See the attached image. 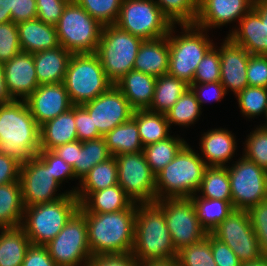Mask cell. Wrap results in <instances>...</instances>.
Wrapping results in <instances>:
<instances>
[{
	"instance_id": "cell-18",
	"label": "cell",
	"mask_w": 267,
	"mask_h": 266,
	"mask_svg": "<svg viewBox=\"0 0 267 266\" xmlns=\"http://www.w3.org/2000/svg\"><path fill=\"white\" fill-rule=\"evenodd\" d=\"M25 102L39 126L73 106L63 82L39 85Z\"/></svg>"
},
{
	"instance_id": "cell-46",
	"label": "cell",
	"mask_w": 267,
	"mask_h": 266,
	"mask_svg": "<svg viewBox=\"0 0 267 266\" xmlns=\"http://www.w3.org/2000/svg\"><path fill=\"white\" fill-rule=\"evenodd\" d=\"M217 81H220V52L214 45L198 64L192 83Z\"/></svg>"
},
{
	"instance_id": "cell-13",
	"label": "cell",
	"mask_w": 267,
	"mask_h": 266,
	"mask_svg": "<svg viewBox=\"0 0 267 266\" xmlns=\"http://www.w3.org/2000/svg\"><path fill=\"white\" fill-rule=\"evenodd\" d=\"M155 203L163 210L177 252L183 247L203 240L208 235L198 221L191 198H167L156 200Z\"/></svg>"
},
{
	"instance_id": "cell-65",
	"label": "cell",
	"mask_w": 267,
	"mask_h": 266,
	"mask_svg": "<svg viewBox=\"0 0 267 266\" xmlns=\"http://www.w3.org/2000/svg\"><path fill=\"white\" fill-rule=\"evenodd\" d=\"M265 118H266V120H267V112H266V116H265ZM266 123L264 124H262L263 125V127H267V121H265Z\"/></svg>"
},
{
	"instance_id": "cell-43",
	"label": "cell",
	"mask_w": 267,
	"mask_h": 266,
	"mask_svg": "<svg viewBox=\"0 0 267 266\" xmlns=\"http://www.w3.org/2000/svg\"><path fill=\"white\" fill-rule=\"evenodd\" d=\"M237 102L242 115L247 118L260 116L267 112V88L247 86L237 95Z\"/></svg>"
},
{
	"instance_id": "cell-61",
	"label": "cell",
	"mask_w": 267,
	"mask_h": 266,
	"mask_svg": "<svg viewBox=\"0 0 267 266\" xmlns=\"http://www.w3.org/2000/svg\"><path fill=\"white\" fill-rule=\"evenodd\" d=\"M14 0H0V24L11 22V9H13Z\"/></svg>"
},
{
	"instance_id": "cell-20",
	"label": "cell",
	"mask_w": 267,
	"mask_h": 266,
	"mask_svg": "<svg viewBox=\"0 0 267 266\" xmlns=\"http://www.w3.org/2000/svg\"><path fill=\"white\" fill-rule=\"evenodd\" d=\"M219 47L220 52V82L226 93L231 89L237 95L247 82V66L250 54L245 48L236 45L228 37Z\"/></svg>"
},
{
	"instance_id": "cell-47",
	"label": "cell",
	"mask_w": 267,
	"mask_h": 266,
	"mask_svg": "<svg viewBox=\"0 0 267 266\" xmlns=\"http://www.w3.org/2000/svg\"><path fill=\"white\" fill-rule=\"evenodd\" d=\"M21 52L17 24H0V62L4 63Z\"/></svg>"
},
{
	"instance_id": "cell-11",
	"label": "cell",
	"mask_w": 267,
	"mask_h": 266,
	"mask_svg": "<svg viewBox=\"0 0 267 266\" xmlns=\"http://www.w3.org/2000/svg\"><path fill=\"white\" fill-rule=\"evenodd\" d=\"M45 246L57 266H86L92 254L85 215L78 209L57 236Z\"/></svg>"
},
{
	"instance_id": "cell-9",
	"label": "cell",
	"mask_w": 267,
	"mask_h": 266,
	"mask_svg": "<svg viewBox=\"0 0 267 266\" xmlns=\"http://www.w3.org/2000/svg\"><path fill=\"white\" fill-rule=\"evenodd\" d=\"M59 44L72 54L95 53L103 26L75 0H70L55 25Z\"/></svg>"
},
{
	"instance_id": "cell-50",
	"label": "cell",
	"mask_w": 267,
	"mask_h": 266,
	"mask_svg": "<svg viewBox=\"0 0 267 266\" xmlns=\"http://www.w3.org/2000/svg\"><path fill=\"white\" fill-rule=\"evenodd\" d=\"M247 82L248 86L267 88V56L250 54Z\"/></svg>"
},
{
	"instance_id": "cell-52",
	"label": "cell",
	"mask_w": 267,
	"mask_h": 266,
	"mask_svg": "<svg viewBox=\"0 0 267 266\" xmlns=\"http://www.w3.org/2000/svg\"><path fill=\"white\" fill-rule=\"evenodd\" d=\"M75 127L79 141L92 140L101 137L88 111L82 105H75Z\"/></svg>"
},
{
	"instance_id": "cell-49",
	"label": "cell",
	"mask_w": 267,
	"mask_h": 266,
	"mask_svg": "<svg viewBox=\"0 0 267 266\" xmlns=\"http://www.w3.org/2000/svg\"><path fill=\"white\" fill-rule=\"evenodd\" d=\"M48 166L56 181L62 184L63 181L75 179L72 166L54 154L51 150H40L37 154Z\"/></svg>"
},
{
	"instance_id": "cell-38",
	"label": "cell",
	"mask_w": 267,
	"mask_h": 266,
	"mask_svg": "<svg viewBox=\"0 0 267 266\" xmlns=\"http://www.w3.org/2000/svg\"><path fill=\"white\" fill-rule=\"evenodd\" d=\"M198 192L205 199L232 201L227 166H207Z\"/></svg>"
},
{
	"instance_id": "cell-40",
	"label": "cell",
	"mask_w": 267,
	"mask_h": 266,
	"mask_svg": "<svg viewBox=\"0 0 267 266\" xmlns=\"http://www.w3.org/2000/svg\"><path fill=\"white\" fill-rule=\"evenodd\" d=\"M201 109L195 93L189 87L166 113L169 126H191L200 117Z\"/></svg>"
},
{
	"instance_id": "cell-6",
	"label": "cell",
	"mask_w": 267,
	"mask_h": 266,
	"mask_svg": "<svg viewBox=\"0 0 267 266\" xmlns=\"http://www.w3.org/2000/svg\"><path fill=\"white\" fill-rule=\"evenodd\" d=\"M80 203L69 193L59 200L25 207L21 228L33 245H47L79 209Z\"/></svg>"
},
{
	"instance_id": "cell-4",
	"label": "cell",
	"mask_w": 267,
	"mask_h": 266,
	"mask_svg": "<svg viewBox=\"0 0 267 266\" xmlns=\"http://www.w3.org/2000/svg\"><path fill=\"white\" fill-rule=\"evenodd\" d=\"M207 165L189 144L156 175V200L198 194Z\"/></svg>"
},
{
	"instance_id": "cell-35",
	"label": "cell",
	"mask_w": 267,
	"mask_h": 266,
	"mask_svg": "<svg viewBox=\"0 0 267 266\" xmlns=\"http://www.w3.org/2000/svg\"><path fill=\"white\" fill-rule=\"evenodd\" d=\"M104 138L109 152L114 157L143 151L144 146L139 137L137 122L133 118L116 126Z\"/></svg>"
},
{
	"instance_id": "cell-30",
	"label": "cell",
	"mask_w": 267,
	"mask_h": 266,
	"mask_svg": "<svg viewBox=\"0 0 267 266\" xmlns=\"http://www.w3.org/2000/svg\"><path fill=\"white\" fill-rule=\"evenodd\" d=\"M133 202L118 185L92 192L79 206L82 213H110L127 209Z\"/></svg>"
},
{
	"instance_id": "cell-58",
	"label": "cell",
	"mask_w": 267,
	"mask_h": 266,
	"mask_svg": "<svg viewBox=\"0 0 267 266\" xmlns=\"http://www.w3.org/2000/svg\"><path fill=\"white\" fill-rule=\"evenodd\" d=\"M20 165L14 158L0 154V185L19 181Z\"/></svg>"
},
{
	"instance_id": "cell-7",
	"label": "cell",
	"mask_w": 267,
	"mask_h": 266,
	"mask_svg": "<svg viewBox=\"0 0 267 266\" xmlns=\"http://www.w3.org/2000/svg\"><path fill=\"white\" fill-rule=\"evenodd\" d=\"M63 83L72 105L94 100L114 85L107 78L96 53L72 54Z\"/></svg>"
},
{
	"instance_id": "cell-54",
	"label": "cell",
	"mask_w": 267,
	"mask_h": 266,
	"mask_svg": "<svg viewBox=\"0 0 267 266\" xmlns=\"http://www.w3.org/2000/svg\"><path fill=\"white\" fill-rule=\"evenodd\" d=\"M211 249L217 266H241L242 263L232 249L225 243L215 238L212 234Z\"/></svg>"
},
{
	"instance_id": "cell-37",
	"label": "cell",
	"mask_w": 267,
	"mask_h": 266,
	"mask_svg": "<svg viewBox=\"0 0 267 266\" xmlns=\"http://www.w3.org/2000/svg\"><path fill=\"white\" fill-rule=\"evenodd\" d=\"M187 144L182 137H168L163 141H158L143 147L148 165L155 175L167 166Z\"/></svg>"
},
{
	"instance_id": "cell-42",
	"label": "cell",
	"mask_w": 267,
	"mask_h": 266,
	"mask_svg": "<svg viewBox=\"0 0 267 266\" xmlns=\"http://www.w3.org/2000/svg\"><path fill=\"white\" fill-rule=\"evenodd\" d=\"M179 266H217L211 249V233L201 241L183 247L177 252Z\"/></svg>"
},
{
	"instance_id": "cell-53",
	"label": "cell",
	"mask_w": 267,
	"mask_h": 266,
	"mask_svg": "<svg viewBox=\"0 0 267 266\" xmlns=\"http://www.w3.org/2000/svg\"><path fill=\"white\" fill-rule=\"evenodd\" d=\"M189 86L195 93L200 107H202V104L206 102H220L221 99H223L227 94L224 86L220 81L208 83H191Z\"/></svg>"
},
{
	"instance_id": "cell-45",
	"label": "cell",
	"mask_w": 267,
	"mask_h": 266,
	"mask_svg": "<svg viewBox=\"0 0 267 266\" xmlns=\"http://www.w3.org/2000/svg\"><path fill=\"white\" fill-rule=\"evenodd\" d=\"M243 156L267 171V128L259 125L244 143Z\"/></svg>"
},
{
	"instance_id": "cell-17",
	"label": "cell",
	"mask_w": 267,
	"mask_h": 266,
	"mask_svg": "<svg viewBox=\"0 0 267 266\" xmlns=\"http://www.w3.org/2000/svg\"><path fill=\"white\" fill-rule=\"evenodd\" d=\"M82 106L88 111L93 125L102 136L130 120L134 113L128 100L115 85Z\"/></svg>"
},
{
	"instance_id": "cell-34",
	"label": "cell",
	"mask_w": 267,
	"mask_h": 266,
	"mask_svg": "<svg viewBox=\"0 0 267 266\" xmlns=\"http://www.w3.org/2000/svg\"><path fill=\"white\" fill-rule=\"evenodd\" d=\"M189 87L185 81L169 74L157 77L153 100L147 110L166 114Z\"/></svg>"
},
{
	"instance_id": "cell-57",
	"label": "cell",
	"mask_w": 267,
	"mask_h": 266,
	"mask_svg": "<svg viewBox=\"0 0 267 266\" xmlns=\"http://www.w3.org/2000/svg\"><path fill=\"white\" fill-rule=\"evenodd\" d=\"M12 22L15 24L37 18L36 0H14L11 9Z\"/></svg>"
},
{
	"instance_id": "cell-41",
	"label": "cell",
	"mask_w": 267,
	"mask_h": 266,
	"mask_svg": "<svg viewBox=\"0 0 267 266\" xmlns=\"http://www.w3.org/2000/svg\"><path fill=\"white\" fill-rule=\"evenodd\" d=\"M165 17L173 24H194L198 0H154Z\"/></svg>"
},
{
	"instance_id": "cell-33",
	"label": "cell",
	"mask_w": 267,
	"mask_h": 266,
	"mask_svg": "<svg viewBox=\"0 0 267 266\" xmlns=\"http://www.w3.org/2000/svg\"><path fill=\"white\" fill-rule=\"evenodd\" d=\"M132 118L137 122L138 133L143 146L163 141L170 137L171 127L166 114L145 110H134Z\"/></svg>"
},
{
	"instance_id": "cell-48",
	"label": "cell",
	"mask_w": 267,
	"mask_h": 266,
	"mask_svg": "<svg viewBox=\"0 0 267 266\" xmlns=\"http://www.w3.org/2000/svg\"><path fill=\"white\" fill-rule=\"evenodd\" d=\"M247 211L259 241L262 257H267V199L251 206Z\"/></svg>"
},
{
	"instance_id": "cell-51",
	"label": "cell",
	"mask_w": 267,
	"mask_h": 266,
	"mask_svg": "<svg viewBox=\"0 0 267 266\" xmlns=\"http://www.w3.org/2000/svg\"><path fill=\"white\" fill-rule=\"evenodd\" d=\"M70 0H36L37 18L44 23L56 25Z\"/></svg>"
},
{
	"instance_id": "cell-3",
	"label": "cell",
	"mask_w": 267,
	"mask_h": 266,
	"mask_svg": "<svg viewBox=\"0 0 267 266\" xmlns=\"http://www.w3.org/2000/svg\"><path fill=\"white\" fill-rule=\"evenodd\" d=\"M132 255L140 264L177 257L165 215L155 202L137 204Z\"/></svg>"
},
{
	"instance_id": "cell-2",
	"label": "cell",
	"mask_w": 267,
	"mask_h": 266,
	"mask_svg": "<svg viewBox=\"0 0 267 266\" xmlns=\"http://www.w3.org/2000/svg\"><path fill=\"white\" fill-rule=\"evenodd\" d=\"M137 204L110 213H83L92 256L132 253Z\"/></svg>"
},
{
	"instance_id": "cell-63",
	"label": "cell",
	"mask_w": 267,
	"mask_h": 266,
	"mask_svg": "<svg viewBox=\"0 0 267 266\" xmlns=\"http://www.w3.org/2000/svg\"><path fill=\"white\" fill-rule=\"evenodd\" d=\"M140 266H179L176 258L165 261H153L148 263H142Z\"/></svg>"
},
{
	"instance_id": "cell-27",
	"label": "cell",
	"mask_w": 267,
	"mask_h": 266,
	"mask_svg": "<svg viewBox=\"0 0 267 266\" xmlns=\"http://www.w3.org/2000/svg\"><path fill=\"white\" fill-rule=\"evenodd\" d=\"M71 56L72 53L61 45L33 53L39 85L64 82Z\"/></svg>"
},
{
	"instance_id": "cell-32",
	"label": "cell",
	"mask_w": 267,
	"mask_h": 266,
	"mask_svg": "<svg viewBox=\"0 0 267 266\" xmlns=\"http://www.w3.org/2000/svg\"><path fill=\"white\" fill-rule=\"evenodd\" d=\"M30 245L21 227L0 228V266H22Z\"/></svg>"
},
{
	"instance_id": "cell-24",
	"label": "cell",
	"mask_w": 267,
	"mask_h": 266,
	"mask_svg": "<svg viewBox=\"0 0 267 266\" xmlns=\"http://www.w3.org/2000/svg\"><path fill=\"white\" fill-rule=\"evenodd\" d=\"M168 37L144 40L141 43L133 70L159 77L168 73L169 68Z\"/></svg>"
},
{
	"instance_id": "cell-22",
	"label": "cell",
	"mask_w": 267,
	"mask_h": 266,
	"mask_svg": "<svg viewBox=\"0 0 267 266\" xmlns=\"http://www.w3.org/2000/svg\"><path fill=\"white\" fill-rule=\"evenodd\" d=\"M238 27L228 34V38L246 49L251 55L267 56V25L252 8L239 22Z\"/></svg>"
},
{
	"instance_id": "cell-60",
	"label": "cell",
	"mask_w": 267,
	"mask_h": 266,
	"mask_svg": "<svg viewBox=\"0 0 267 266\" xmlns=\"http://www.w3.org/2000/svg\"><path fill=\"white\" fill-rule=\"evenodd\" d=\"M12 101L13 99L9 94L5 80L3 63L0 62V105L8 104Z\"/></svg>"
},
{
	"instance_id": "cell-14",
	"label": "cell",
	"mask_w": 267,
	"mask_h": 266,
	"mask_svg": "<svg viewBox=\"0 0 267 266\" xmlns=\"http://www.w3.org/2000/svg\"><path fill=\"white\" fill-rule=\"evenodd\" d=\"M235 162L231 167L227 165L232 205L248 210L267 199V171L244 156Z\"/></svg>"
},
{
	"instance_id": "cell-31",
	"label": "cell",
	"mask_w": 267,
	"mask_h": 266,
	"mask_svg": "<svg viewBox=\"0 0 267 266\" xmlns=\"http://www.w3.org/2000/svg\"><path fill=\"white\" fill-rule=\"evenodd\" d=\"M24 209L20 180L0 185V228L20 227Z\"/></svg>"
},
{
	"instance_id": "cell-56",
	"label": "cell",
	"mask_w": 267,
	"mask_h": 266,
	"mask_svg": "<svg viewBox=\"0 0 267 266\" xmlns=\"http://www.w3.org/2000/svg\"><path fill=\"white\" fill-rule=\"evenodd\" d=\"M22 266H57L46 246L33 245L28 247Z\"/></svg>"
},
{
	"instance_id": "cell-12",
	"label": "cell",
	"mask_w": 267,
	"mask_h": 266,
	"mask_svg": "<svg viewBox=\"0 0 267 266\" xmlns=\"http://www.w3.org/2000/svg\"><path fill=\"white\" fill-rule=\"evenodd\" d=\"M118 185L135 204L156 201V175L148 165L143 151L115 156Z\"/></svg>"
},
{
	"instance_id": "cell-62",
	"label": "cell",
	"mask_w": 267,
	"mask_h": 266,
	"mask_svg": "<svg viewBox=\"0 0 267 266\" xmlns=\"http://www.w3.org/2000/svg\"><path fill=\"white\" fill-rule=\"evenodd\" d=\"M253 9L265 20L267 25V0H254Z\"/></svg>"
},
{
	"instance_id": "cell-15",
	"label": "cell",
	"mask_w": 267,
	"mask_h": 266,
	"mask_svg": "<svg viewBox=\"0 0 267 266\" xmlns=\"http://www.w3.org/2000/svg\"><path fill=\"white\" fill-rule=\"evenodd\" d=\"M211 234L228 245L242 264L262 257L259 241L252 228L247 210H232Z\"/></svg>"
},
{
	"instance_id": "cell-59",
	"label": "cell",
	"mask_w": 267,
	"mask_h": 266,
	"mask_svg": "<svg viewBox=\"0 0 267 266\" xmlns=\"http://www.w3.org/2000/svg\"><path fill=\"white\" fill-rule=\"evenodd\" d=\"M82 148V141L76 140L55 147L51 151L72 166L75 175V162H77L78 151Z\"/></svg>"
},
{
	"instance_id": "cell-44",
	"label": "cell",
	"mask_w": 267,
	"mask_h": 266,
	"mask_svg": "<svg viewBox=\"0 0 267 266\" xmlns=\"http://www.w3.org/2000/svg\"><path fill=\"white\" fill-rule=\"evenodd\" d=\"M102 26L115 24L123 0H75Z\"/></svg>"
},
{
	"instance_id": "cell-5",
	"label": "cell",
	"mask_w": 267,
	"mask_h": 266,
	"mask_svg": "<svg viewBox=\"0 0 267 266\" xmlns=\"http://www.w3.org/2000/svg\"><path fill=\"white\" fill-rule=\"evenodd\" d=\"M179 26L182 27L181 35L174 34L176 25H172L167 35L170 52L167 74L190 85L198 64L215 44L208 38L207 30L194 24Z\"/></svg>"
},
{
	"instance_id": "cell-29",
	"label": "cell",
	"mask_w": 267,
	"mask_h": 266,
	"mask_svg": "<svg viewBox=\"0 0 267 266\" xmlns=\"http://www.w3.org/2000/svg\"><path fill=\"white\" fill-rule=\"evenodd\" d=\"M80 187H74V194L81 204L92 192L103 190L118 184L117 161L114 156L94 166L80 181Z\"/></svg>"
},
{
	"instance_id": "cell-64",
	"label": "cell",
	"mask_w": 267,
	"mask_h": 266,
	"mask_svg": "<svg viewBox=\"0 0 267 266\" xmlns=\"http://www.w3.org/2000/svg\"><path fill=\"white\" fill-rule=\"evenodd\" d=\"M241 266H267V257H261L255 261L243 263Z\"/></svg>"
},
{
	"instance_id": "cell-19",
	"label": "cell",
	"mask_w": 267,
	"mask_h": 266,
	"mask_svg": "<svg viewBox=\"0 0 267 266\" xmlns=\"http://www.w3.org/2000/svg\"><path fill=\"white\" fill-rule=\"evenodd\" d=\"M253 3L254 0H198L194 25L208 31L239 22L253 8Z\"/></svg>"
},
{
	"instance_id": "cell-1",
	"label": "cell",
	"mask_w": 267,
	"mask_h": 266,
	"mask_svg": "<svg viewBox=\"0 0 267 266\" xmlns=\"http://www.w3.org/2000/svg\"><path fill=\"white\" fill-rule=\"evenodd\" d=\"M39 129L25 100L0 105V154L26 163L40 151Z\"/></svg>"
},
{
	"instance_id": "cell-26",
	"label": "cell",
	"mask_w": 267,
	"mask_h": 266,
	"mask_svg": "<svg viewBox=\"0 0 267 266\" xmlns=\"http://www.w3.org/2000/svg\"><path fill=\"white\" fill-rule=\"evenodd\" d=\"M157 78L131 70L114 85L122 92L134 110H145L153 100Z\"/></svg>"
},
{
	"instance_id": "cell-8",
	"label": "cell",
	"mask_w": 267,
	"mask_h": 266,
	"mask_svg": "<svg viewBox=\"0 0 267 266\" xmlns=\"http://www.w3.org/2000/svg\"><path fill=\"white\" fill-rule=\"evenodd\" d=\"M142 40L117 25L103 26L96 54L107 78L115 84L133 70Z\"/></svg>"
},
{
	"instance_id": "cell-10",
	"label": "cell",
	"mask_w": 267,
	"mask_h": 266,
	"mask_svg": "<svg viewBox=\"0 0 267 266\" xmlns=\"http://www.w3.org/2000/svg\"><path fill=\"white\" fill-rule=\"evenodd\" d=\"M115 25L142 40H153L167 36L173 24L154 0H123Z\"/></svg>"
},
{
	"instance_id": "cell-39",
	"label": "cell",
	"mask_w": 267,
	"mask_h": 266,
	"mask_svg": "<svg viewBox=\"0 0 267 266\" xmlns=\"http://www.w3.org/2000/svg\"><path fill=\"white\" fill-rule=\"evenodd\" d=\"M104 136L82 141V148L78 151L75 162V177L79 181L98 163L111 158Z\"/></svg>"
},
{
	"instance_id": "cell-55",
	"label": "cell",
	"mask_w": 267,
	"mask_h": 266,
	"mask_svg": "<svg viewBox=\"0 0 267 266\" xmlns=\"http://www.w3.org/2000/svg\"><path fill=\"white\" fill-rule=\"evenodd\" d=\"M86 266H140L139 261L129 254L92 256Z\"/></svg>"
},
{
	"instance_id": "cell-25",
	"label": "cell",
	"mask_w": 267,
	"mask_h": 266,
	"mask_svg": "<svg viewBox=\"0 0 267 266\" xmlns=\"http://www.w3.org/2000/svg\"><path fill=\"white\" fill-rule=\"evenodd\" d=\"M20 48L23 52L36 53L60 46L55 25L38 18L17 24Z\"/></svg>"
},
{
	"instance_id": "cell-16",
	"label": "cell",
	"mask_w": 267,
	"mask_h": 266,
	"mask_svg": "<svg viewBox=\"0 0 267 266\" xmlns=\"http://www.w3.org/2000/svg\"><path fill=\"white\" fill-rule=\"evenodd\" d=\"M19 180L24 207L56 201L69 194V191L56 193L61 185L38 155L20 165Z\"/></svg>"
},
{
	"instance_id": "cell-36",
	"label": "cell",
	"mask_w": 267,
	"mask_h": 266,
	"mask_svg": "<svg viewBox=\"0 0 267 266\" xmlns=\"http://www.w3.org/2000/svg\"><path fill=\"white\" fill-rule=\"evenodd\" d=\"M190 198L194 203L198 221L208 233H211L234 210L232 201L205 199L197 194Z\"/></svg>"
},
{
	"instance_id": "cell-21",
	"label": "cell",
	"mask_w": 267,
	"mask_h": 266,
	"mask_svg": "<svg viewBox=\"0 0 267 266\" xmlns=\"http://www.w3.org/2000/svg\"><path fill=\"white\" fill-rule=\"evenodd\" d=\"M3 68L7 88L13 100H25L39 87L33 54L21 51L4 62Z\"/></svg>"
},
{
	"instance_id": "cell-28",
	"label": "cell",
	"mask_w": 267,
	"mask_h": 266,
	"mask_svg": "<svg viewBox=\"0 0 267 266\" xmlns=\"http://www.w3.org/2000/svg\"><path fill=\"white\" fill-rule=\"evenodd\" d=\"M40 150H52L77 139L75 105L68 111L40 125Z\"/></svg>"
},
{
	"instance_id": "cell-23",
	"label": "cell",
	"mask_w": 267,
	"mask_h": 266,
	"mask_svg": "<svg viewBox=\"0 0 267 266\" xmlns=\"http://www.w3.org/2000/svg\"><path fill=\"white\" fill-rule=\"evenodd\" d=\"M236 138L225 128L210 129L200 140L201 158L207 166H227L236 151ZM205 159H204V158ZM209 161V162H208Z\"/></svg>"
}]
</instances>
